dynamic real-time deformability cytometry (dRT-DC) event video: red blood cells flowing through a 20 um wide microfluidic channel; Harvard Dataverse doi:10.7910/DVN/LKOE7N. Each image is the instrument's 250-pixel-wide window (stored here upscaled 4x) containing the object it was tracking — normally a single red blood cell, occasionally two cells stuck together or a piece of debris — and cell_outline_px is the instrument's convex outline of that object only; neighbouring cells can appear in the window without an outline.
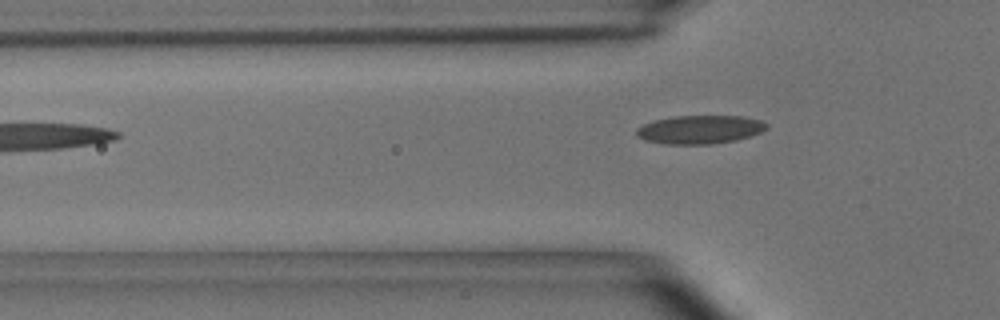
{"species": "common noctule bat (a hibernating species)", "species_latin": "Nyctalus noctula", "temperature_condition": "room temperature", "stored_images_in_passage": 4, "camera_frame_rate_fps": 3000, "um_per_image_px": 0.085, "animal": {"sex": "male", "body_mass_g": 15.6}, "frame": {"image": 1, "passage_image": 4, "time_ms": 1.0, "image_size_px": [1000, 320], "cell_outline_px": [[768, 128], [760, 132], [736, 140], [712, 144], [664, 144], [644, 140], [636, 136], [636, 128], [644, 124], [656, 120], [676, 116], [744, 116], [760, 120], [768, 124]], "centroid_in_image_um": [59.48, 11.01], "position_along_channel_um": 66.3, "area_um2": 21.56}}